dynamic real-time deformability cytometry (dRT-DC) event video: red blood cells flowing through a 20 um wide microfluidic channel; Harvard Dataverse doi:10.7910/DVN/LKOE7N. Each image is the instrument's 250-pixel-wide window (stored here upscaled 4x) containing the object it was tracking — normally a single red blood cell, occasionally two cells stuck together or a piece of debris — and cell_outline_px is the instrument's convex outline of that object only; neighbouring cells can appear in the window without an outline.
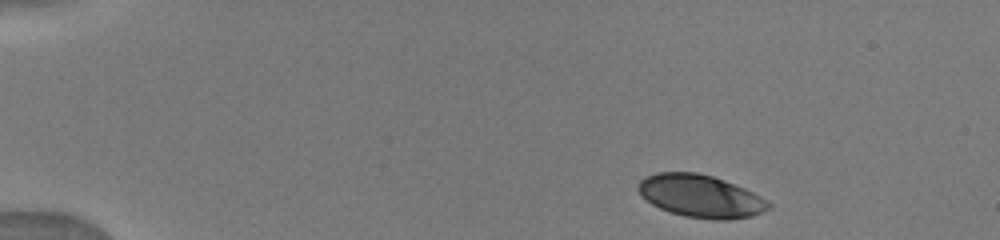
{"species": "human", "species_latin": "Homo sapiens", "temperature_condition": "warm", "stored_images_in_passage": 6, "camera_frame_rate_fps": 3000, "um_per_image_px": 0.085, "donor": {"sex": "male"}, "frame": {"image": 1, "passage_image": 1, "time_ms": 0.0, "image_size_px": [1000, 240], "cell_outline_px": [[772, 208], [752, 216], [728, 220], [716, 220], [684, 216], [660, 208], [652, 204], [640, 196], [636, 188], [636, 184], [644, 176], [656, 172], [696, 172], [712, 176], [724, 180], [744, 188], [752, 192], [772, 204]], "centroid_in_image_um": [59.51, 16.66], "position_along_channel_um": 25.5, "area_um2": 32.54}}
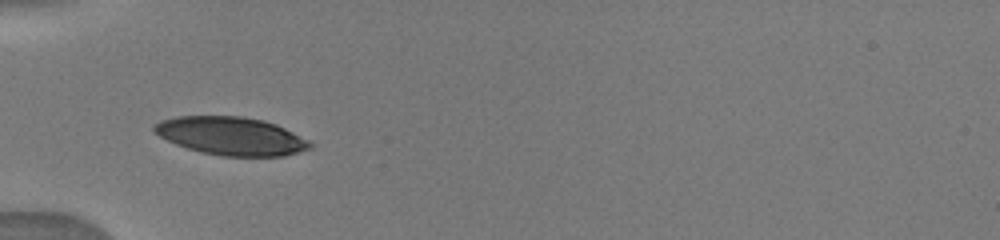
{"frame": {"image": 2, "passage_image": 5, "time_ms": 3.333, "image_size_px": [1000, 240], "cell_outline_px": [[312, 148], [300, 152], [284, 156], [220, 156], [200, 152], [176, 144], [152, 132], [152, 124], [160, 120], [176, 116], [244, 116], [264, 120], [276, 124], [308, 140], [312, 144]], "centroid_in_image_um": [19.62, 11.56], "position_along_channel_um": 65.4, "area_um2": 34.85}}